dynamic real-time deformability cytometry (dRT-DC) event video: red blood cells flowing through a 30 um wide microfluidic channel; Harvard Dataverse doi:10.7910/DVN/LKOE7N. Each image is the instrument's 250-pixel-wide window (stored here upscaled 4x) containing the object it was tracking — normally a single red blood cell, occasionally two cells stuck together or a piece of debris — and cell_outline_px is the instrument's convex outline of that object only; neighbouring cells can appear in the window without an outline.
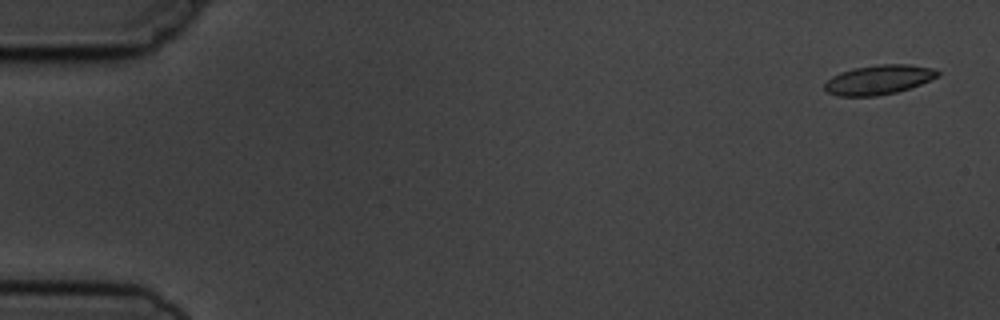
{"species": "common noctule bat (a hibernating species)", "species_latin": "Nyctalus noctula", "temperature_condition": "cold", "stored_images_in_passage": 4, "camera_frame_rate_fps": 3000, "um_per_image_px": 0.085, "animal": {"sex": "male", "body_mass_g": 19.5, "forearm_length_mm": 54.6}, "frame": {"image": 1, "passage_image": 1, "time_ms": 0.0, "image_size_px": [1000, 320], "cell_outline_px": [[940, 72], [936, 76], [920, 84], [896, 92], [876, 96], [840, 96], [828, 92], [824, 88], [824, 84], [832, 76], [840, 72], [852, 68], [880, 64], [908, 64], [932, 68]], "centroid_in_image_um": [74.64, 6.77], "position_along_channel_um": 10.4, "area_um2": 19.19}}
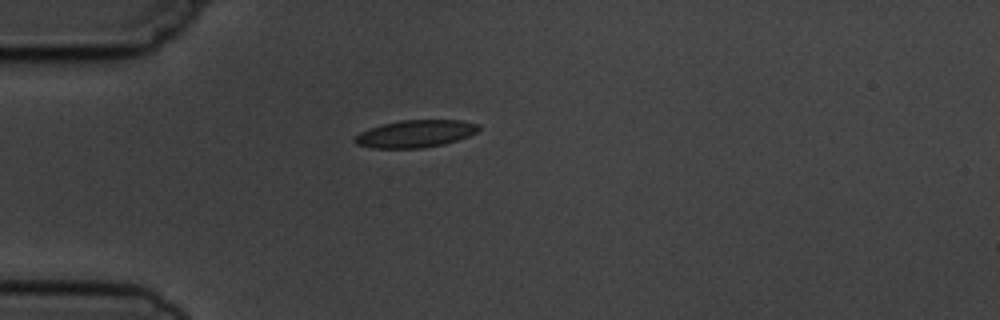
{"frame": {"image": 2, "passage_image": 4, "time_ms": 4.333, "image_size_px": [1000, 320], "cell_outline_px": [[480, 128], [476, 132], [468, 136], [444, 144], [424, 148], [372, 148], [356, 144], [352, 140], [360, 132], [384, 124], [400, 120], [460, 120], [480, 124]], "centroid_in_image_um": [35.32, 11.37], "position_along_channel_um": 49.7, "area_um2": 19.65}}